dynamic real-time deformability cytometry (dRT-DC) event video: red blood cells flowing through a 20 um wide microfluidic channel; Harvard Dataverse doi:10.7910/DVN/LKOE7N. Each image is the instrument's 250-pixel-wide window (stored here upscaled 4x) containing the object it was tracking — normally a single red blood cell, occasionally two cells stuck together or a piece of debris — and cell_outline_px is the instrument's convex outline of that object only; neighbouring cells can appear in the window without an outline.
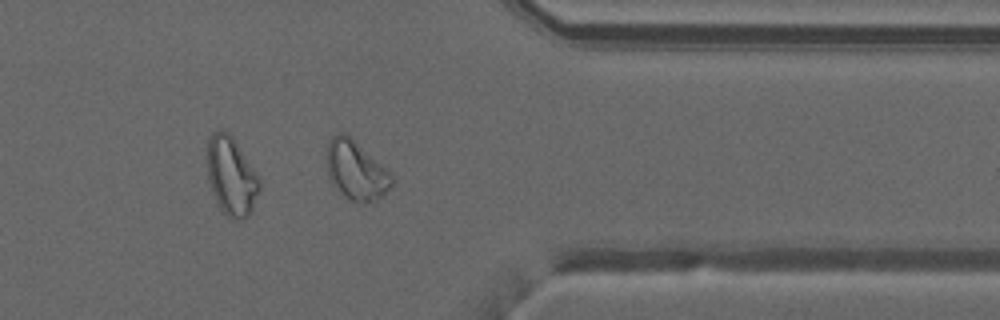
{"species": "common noctule bat (a hibernating species)", "species_latin": "Nyctalus noctula", "temperature_condition": "warm", "stored_images_in_passage": 36, "camera_frame_rate_fps": 3000, "um_per_image_px": 0.085, "animal": {"sex": "male", "forearm_length_mm": 52.5}, "frame": {"image": 1, "passage_image": 26, "time_ms": 8.333, "image_size_px": [1000, 320], "cell_outline_px": [[392, 184], [376, 200], [364, 204], [356, 204], [332, 184], [328, 176], [328, 140], [332, 136], [340, 132], [344, 132], [352, 136], [392, 172]], "centroid_in_image_um": [30.28, 14.44], "position_along_channel_um": 381.1, "area_um2": 22.54}, "authors_computed_cell_mechanics": {"area_um2": 22.1085, "velocity_mm_per_s": 4.0633, "shape_relaxation_time_tau1_ms": null, "shape_relaxation_time_tau2_ms": 2.1257, "deformation_change_tau1": null, "deformation_change_tau2": 0.0945}}